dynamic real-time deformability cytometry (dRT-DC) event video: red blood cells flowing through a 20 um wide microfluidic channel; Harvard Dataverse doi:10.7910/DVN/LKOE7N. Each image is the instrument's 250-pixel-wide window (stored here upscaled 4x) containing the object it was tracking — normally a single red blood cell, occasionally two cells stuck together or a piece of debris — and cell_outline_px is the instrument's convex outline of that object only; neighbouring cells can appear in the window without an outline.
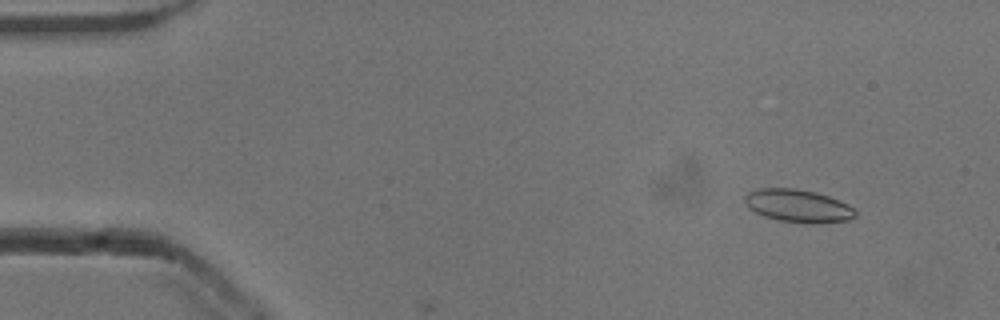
{"species": "common noctule bat (a hibernating species)", "species_latin": "Nyctalus noctula", "temperature_condition": "cold", "stored_images_in_passage": 10, "camera_frame_rate_fps": 3000, "um_per_image_px": 0.085, "animal": {"sex": "male", "body_mass_g": 13.3}, "frame": {"image": 1, "passage_image": 6, "time_ms": 1.667, "image_size_px": [1000, 320], "cell_outline_px": [[856, 216], [848, 220], [820, 224], [804, 224], [780, 220], [764, 216], [748, 208], [744, 200], [744, 196], [748, 192], [756, 188], [796, 188], [816, 192], [840, 200], [848, 204], [856, 212]], "centroid_in_image_um": [67.84, 17.5], "position_along_channel_um": 17.2, "area_um2": 21.44}}